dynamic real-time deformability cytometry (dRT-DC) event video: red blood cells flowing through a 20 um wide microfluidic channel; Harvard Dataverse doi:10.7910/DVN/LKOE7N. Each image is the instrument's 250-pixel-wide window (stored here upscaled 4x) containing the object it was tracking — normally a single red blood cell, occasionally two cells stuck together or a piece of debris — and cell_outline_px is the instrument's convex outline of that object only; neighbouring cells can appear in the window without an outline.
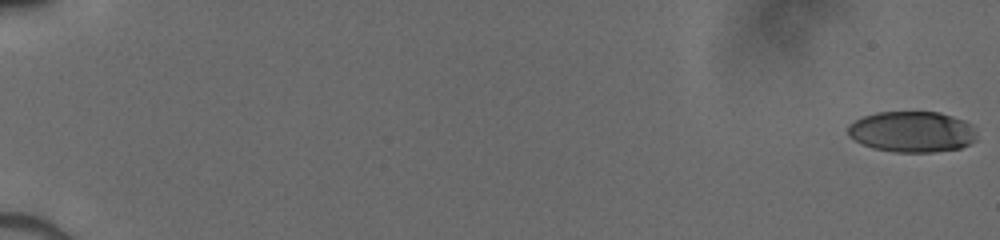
{"species": "human", "species_latin": "Homo sapiens", "temperature_condition": "cold", "stored_images_in_passage": 53, "camera_frame_rate_fps": 3000, "um_per_image_px": 0.085, "donor": {"sex": "male"}, "frame": {"image": 1, "passage_image": 1, "time_ms": 0.0, "image_size_px": [1000, 240], "cell_outline_px": [[976, 140], [960, 148], [932, 152], [896, 152], [872, 148], [848, 136], [848, 124], [864, 116], [876, 112], [940, 112], [964, 120], [972, 124], [976, 132]], "centroid_in_image_um": [77.54, 11.19], "position_along_channel_um": 7.5, "area_um2": 30.75}}
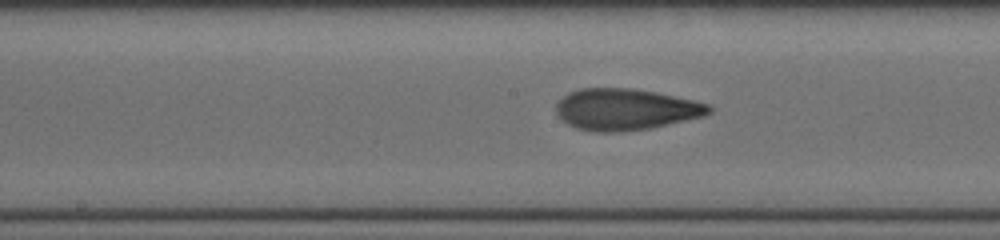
{"frame": {"image": 2, "passage_image": 30, "time_ms": 9.667, "image_size_px": [1000, 240], "cell_outline_px": [[712, 112], [704, 116], [652, 128], [620, 132], [596, 132], [576, 128], [568, 124], [556, 116], [556, 104], [568, 92], [580, 88], [632, 88], [656, 92], [692, 100], [708, 104], [712, 108]], "centroid_in_image_um": [53.15, 9.3], "position_along_channel_um": 195.0, "area_um2": 37.05}}
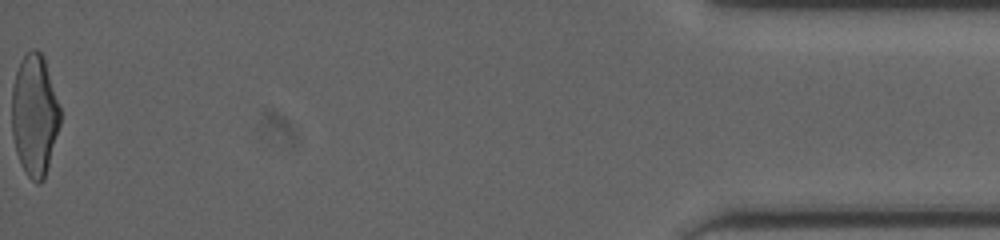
{"frame": {"image": 3, "passage_image": 53, "time_ms": 17.333, "image_size_px": [1000, 240], "cell_outline_px": [[60, 124], [44, 180], [40, 184], [36, 184], [28, 176], [16, 152], [12, 136], [12, 88], [16, 72], [20, 60], [32, 48], [36, 48], [44, 56], [60, 108]], "centroid_in_image_um": [2.93, 9.77], "position_along_channel_um": 432.3, "area_um2": 34.16}}